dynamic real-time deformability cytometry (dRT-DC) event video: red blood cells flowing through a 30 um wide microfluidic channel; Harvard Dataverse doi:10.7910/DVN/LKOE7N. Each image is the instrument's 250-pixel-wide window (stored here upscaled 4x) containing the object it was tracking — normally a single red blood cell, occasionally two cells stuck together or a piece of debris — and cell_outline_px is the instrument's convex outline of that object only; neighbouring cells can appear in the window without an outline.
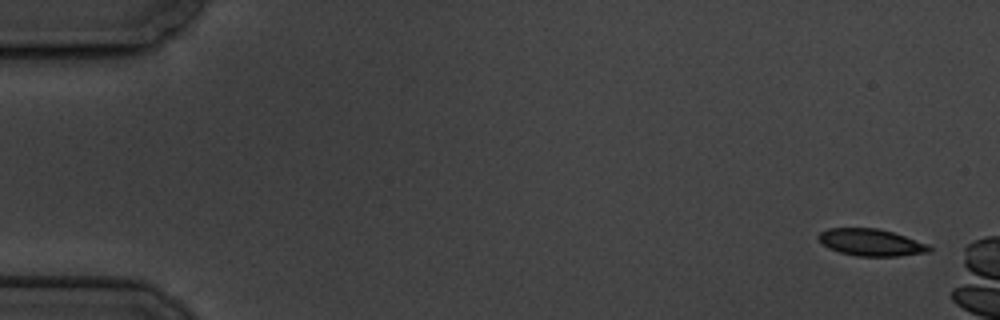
{"species": "common noctule bat (a hibernating species)", "species_latin": "Nyctalus noctula", "temperature_condition": "cold", "stored_images_in_passage": 3, "camera_frame_rate_fps": 3000, "um_per_image_px": 0.085, "animal": {"sex": "male", "body_mass_g": 19.5, "forearm_length_mm": 54.6}, "frame": {"image": 1, "passage_image": 1, "time_ms": 0.0, "image_size_px": [1000, 320], "cell_outline_px": [[932, 252], [900, 256], [856, 256], [840, 252], [828, 248], [816, 236], [820, 232], [828, 228], [876, 228], [892, 232], [928, 244], [932, 248]], "centroid_in_image_um": [74.05, 20.61], "position_along_channel_um": 11.0, "area_um2": 17.4}}